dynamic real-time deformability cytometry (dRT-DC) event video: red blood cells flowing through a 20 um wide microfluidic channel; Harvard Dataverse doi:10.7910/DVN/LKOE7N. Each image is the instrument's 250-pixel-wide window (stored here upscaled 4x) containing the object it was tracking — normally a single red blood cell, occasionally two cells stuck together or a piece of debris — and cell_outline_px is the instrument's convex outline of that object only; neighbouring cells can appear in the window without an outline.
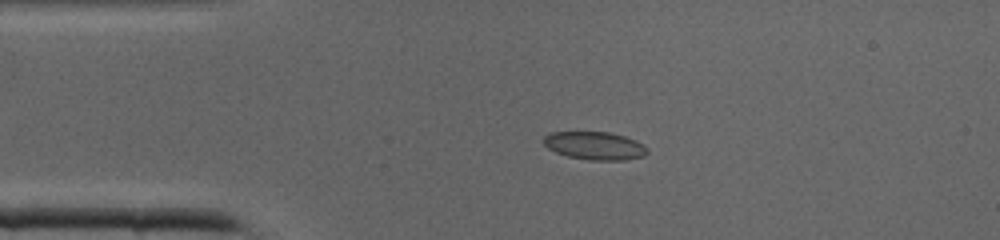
{"species": "common noctule bat (a hibernating species)", "species_latin": "Nyctalus noctula", "temperature_condition": "cold", "stored_images_in_passage": 36, "camera_frame_rate_fps": 3000, "um_per_image_px": 0.085, "animal": {"sex": "male", "body_mass_g": 19.0, "forearm_length_mm": 50.8}, "frame": {"image": 1, "passage_image": 4, "time_ms": 1.0, "image_size_px": [1000, 240], "cell_outline_px": [[648, 152], [644, 156], [624, 160], [588, 160], [568, 156], [556, 152], [548, 148], [544, 144], [544, 136], [552, 132], [608, 132], [624, 136], [636, 140], [644, 144], [648, 148]], "centroid_in_image_um": [50.59, 12.39], "position_along_channel_um": 34.4, "area_um2": 16.94}}
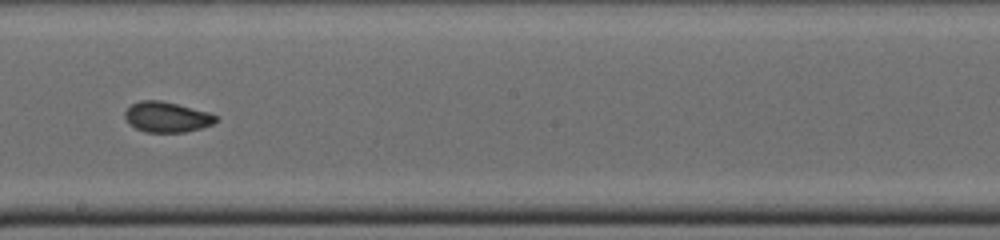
{"frame": {"image": 2, "passage_image": 18, "time_ms": 5.667, "image_size_px": [1000, 240], "cell_outline_px": [[216, 120], [212, 124], [200, 128], [184, 132], [144, 132], [128, 124], [124, 116], [124, 112], [132, 104], [140, 100], [160, 100], [208, 112], [216, 116]], "centroid_in_image_um": [14.12, 9.95], "position_along_channel_um": 234.1, "area_um2": 15.95}}
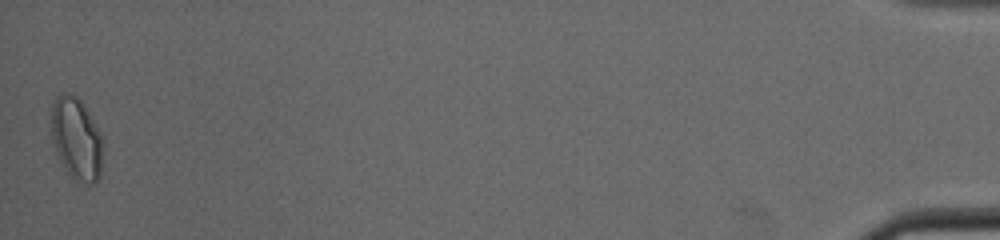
{"frame": {"image": 3, "passage_image": 36, "time_ms": 11.667, "image_size_px": [1000, 240], "cell_outline_px": [[104, 152], [100, 176], [92, 184], [88, 184], [72, 176], [68, 172], [60, 160], [56, 152], [52, 136], [52, 104], [56, 96], [64, 92], [76, 96], [84, 104], [100, 132], [104, 148]], "centroid_in_image_um": [6.53, 11.77], "position_along_channel_um": 428.7, "area_um2": 24.62}}